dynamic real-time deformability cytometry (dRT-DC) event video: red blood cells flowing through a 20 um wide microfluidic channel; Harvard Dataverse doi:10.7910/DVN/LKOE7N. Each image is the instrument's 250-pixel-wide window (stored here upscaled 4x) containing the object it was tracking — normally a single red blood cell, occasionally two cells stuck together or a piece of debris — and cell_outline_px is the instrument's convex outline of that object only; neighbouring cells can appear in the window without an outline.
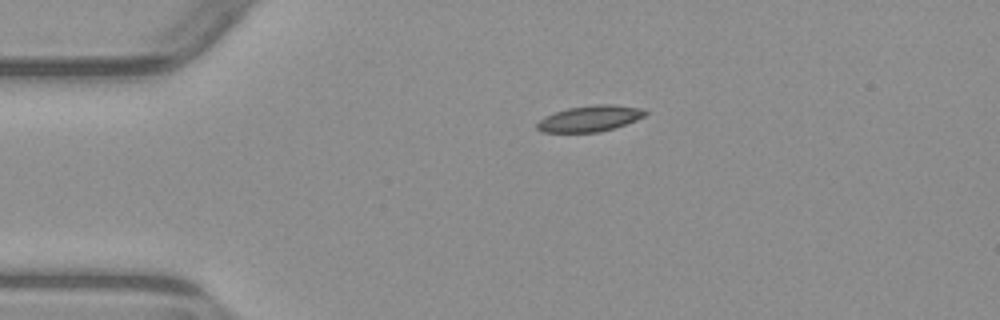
{"species": "common noctule bat (a hibernating species)", "species_latin": "Nyctalus noctula", "temperature_condition": "warm", "stored_images_in_passage": 2, "camera_frame_rate_fps": 3000, "um_per_image_px": 0.085, "animal": {"sex": "male", "body_mass_g": 23.1, "forearm_length_mm": 52.7}, "frame": {"image": 1, "passage_image": 1, "time_ms": 0.0, "image_size_px": [1000, 320], "cell_outline_px": [[648, 112], [644, 116], [636, 120], [600, 132], [544, 132], [536, 128], [536, 124], [544, 116], [568, 108], [596, 104], [612, 104], [644, 108]], "centroid_in_image_um": [50.15, 10.06], "position_along_channel_um": 34.8, "area_um2": 16.3}}
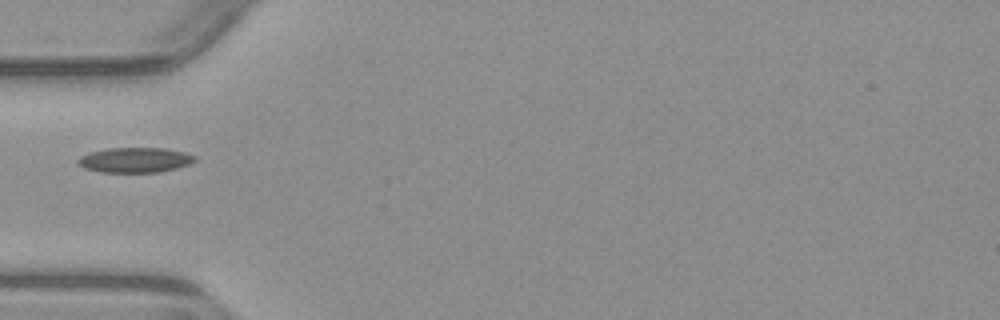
{"frame": {"image": 2, "passage_image": 2, "time_ms": 2.0, "image_size_px": [1000, 320], "cell_outline_px": [[196, 160], [188, 164], [176, 168], [160, 172], [100, 172], [84, 168], [76, 160], [80, 156], [92, 152], [108, 148], [164, 148], [184, 152], [196, 156]], "centroid_in_image_um": [11.48, 13.6], "position_along_channel_um": 73.5, "area_um2": 16.94}}